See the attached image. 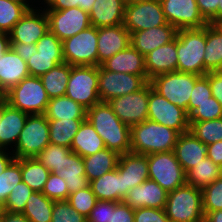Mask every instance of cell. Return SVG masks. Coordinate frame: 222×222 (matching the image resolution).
Returning a JSON list of instances; mask_svg holds the SVG:
<instances>
[{
  "instance_id": "cell-38",
  "label": "cell",
  "mask_w": 222,
  "mask_h": 222,
  "mask_svg": "<svg viewBox=\"0 0 222 222\" xmlns=\"http://www.w3.org/2000/svg\"><path fill=\"white\" fill-rule=\"evenodd\" d=\"M217 178H220L219 165L208 157L186 172V184L200 189L210 185Z\"/></svg>"
},
{
  "instance_id": "cell-40",
  "label": "cell",
  "mask_w": 222,
  "mask_h": 222,
  "mask_svg": "<svg viewBox=\"0 0 222 222\" xmlns=\"http://www.w3.org/2000/svg\"><path fill=\"white\" fill-rule=\"evenodd\" d=\"M71 152L72 150L68 147L49 143L36 156V158L50 171V173L57 174L62 170L65 157H67Z\"/></svg>"
},
{
  "instance_id": "cell-37",
  "label": "cell",
  "mask_w": 222,
  "mask_h": 222,
  "mask_svg": "<svg viewBox=\"0 0 222 222\" xmlns=\"http://www.w3.org/2000/svg\"><path fill=\"white\" fill-rule=\"evenodd\" d=\"M54 201L42 192H32L22 214L30 222H51Z\"/></svg>"
},
{
  "instance_id": "cell-29",
  "label": "cell",
  "mask_w": 222,
  "mask_h": 222,
  "mask_svg": "<svg viewBox=\"0 0 222 222\" xmlns=\"http://www.w3.org/2000/svg\"><path fill=\"white\" fill-rule=\"evenodd\" d=\"M105 148V144L92 124L86 119L75 134L70 149L84 158Z\"/></svg>"
},
{
  "instance_id": "cell-13",
  "label": "cell",
  "mask_w": 222,
  "mask_h": 222,
  "mask_svg": "<svg viewBox=\"0 0 222 222\" xmlns=\"http://www.w3.org/2000/svg\"><path fill=\"white\" fill-rule=\"evenodd\" d=\"M147 83L140 75L112 72L98 66V93L101 102L137 92Z\"/></svg>"
},
{
  "instance_id": "cell-16",
  "label": "cell",
  "mask_w": 222,
  "mask_h": 222,
  "mask_svg": "<svg viewBox=\"0 0 222 222\" xmlns=\"http://www.w3.org/2000/svg\"><path fill=\"white\" fill-rule=\"evenodd\" d=\"M167 23L177 30L203 28L208 23L201 16L196 0H160Z\"/></svg>"
},
{
  "instance_id": "cell-15",
  "label": "cell",
  "mask_w": 222,
  "mask_h": 222,
  "mask_svg": "<svg viewBox=\"0 0 222 222\" xmlns=\"http://www.w3.org/2000/svg\"><path fill=\"white\" fill-rule=\"evenodd\" d=\"M49 31L64 41L91 26L89 13L80 7L64 10H45Z\"/></svg>"
},
{
  "instance_id": "cell-57",
  "label": "cell",
  "mask_w": 222,
  "mask_h": 222,
  "mask_svg": "<svg viewBox=\"0 0 222 222\" xmlns=\"http://www.w3.org/2000/svg\"><path fill=\"white\" fill-rule=\"evenodd\" d=\"M11 48L27 62L37 52L36 44L11 43Z\"/></svg>"
},
{
  "instance_id": "cell-50",
  "label": "cell",
  "mask_w": 222,
  "mask_h": 222,
  "mask_svg": "<svg viewBox=\"0 0 222 222\" xmlns=\"http://www.w3.org/2000/svg\"><path fill=\"white\" fill-rule=\"evenodd\" d=\"M51 222H87L67 201H54Z\"/></svg>"
},
{
  "instance_id": "cell-14",
  "label": "cell",
  "mask_w": 222,
  "mask_h": 222,
  "mask_svg": "<svg viewBox=\"0 0 222 222\" xmlns=\"http://www.w3.org/2000/svg\"><path fill=\"white\" fill-rule=\"evenodd\" d=\"M149 82L139 91L108 101L116 116L128 127L148 118Z\"/></svg>"
},
{
  "instance_id": "cell-6",
  "label": "cell",
  "mask_w": 222,
  "mask_h": 222,
  "mask_svg": "<svg viewBox=\"0 0 222 222\" xmlns=\"http://www.w3.org/2000/svg\"><path fill=\"white\" fill-rule=\"evenodd\" d=\"M201 76L179 71L157 75L149 80L152 89L168 99L171 103L182 107L188 114V104L195 82Z\"/></svg>"
},
{
  "instance_id": "cell-4",
  "label": "cell",
  "mask_w": 222,
  "mask_h": 222,
  "mask_svg": "<svg viewBox=\"0 0 222 222\" xmlns=\"http://www.w3.org/2000/svg\"><path fill=\"white\" fill-rule=\"evenodd\" d=\"M165 211L170 222H204L201 189L185 184L168 192Z\"/></svg>"
},
{
  "instance_id": "cell-2",
  "label": "cell",
  "mask_w": 222,
  "mask_h": 222,
  "mask_svg": "<svg viewBox=\"0 0 222 222\" xmlns=\"http://www.w3.org/2000/svg\"><path fill=\"white\" fill-rule=\"evenodd\" d=\"M131 152L155 154L174 151L179 133L152 120L131 127Z\"/></svg>"
},
{
  "instance_id": "cell-35",
  "label": "cell",
  "mask_w": 222,
  "mask_h": 222,
  "mask_svg": "<svg viewBox=\"0 0 222 222\" xmlns=\"http://www.w3.org/2000/svg\"><path fill=\"white\" fill-rule=\"evenodd\" d=\"M84 120L86 119L48 120L50 143L70 148Z\"/></svg>"
},
{
  "instance_id": "cell-48",
  "label": "cell",
  "mask_w": 222,
  "mask_h": 222,
  "mask_svg": "<svg viewBox=\"0 0 222 222\" xmlns=\"http://www.w3.org/2000/svg\"><path fill=\"white\" fill-rule=\"evenodd\" d=\"M42 193L53 201H66L69 190L65 180L55 173H50Z\"/></svg>"
},
{
  "instance_id": "cell-62",
  "label": "cell",
  "mask_w": 222,
  "mask_h": 222,
  "mask_svg": "<svg viewBox=\"0 0 222 222\" xmlns=\"http://www.w3.org/2000/svg\"><path fill=\"white\" fill-rule=\"evenodd\" d=\"M11 47L9 33L0 32V57Z\"/></svg>"
},
{
  "instance_id": "cell-60",
  "label": "cell",
  "mask_w": 222,
  "mask_h": 222,
  "mask_svg": "<svg viewBox=\"0 0 222 222\" xmlns=\"http://www.w3.org/2000/svg\"><path fill=\"white\" fill-rule=\"evenodd\" d=\"M0 222H30L24 214L3 211Z\"/></svg>"
},
{
  "instance_id": "cell-54",
  "label": "cell",
  "mask_w": 222,
  "mask_h": 222,
  "mask_svg": "<svg viewBox=\"0 0 222 222\" xmlns=\"http://www.w3.org/2000/svg\"><path fill=\"white\" fill-rule=\"evenodd\" d=\"M199 12L208 24H217L219 0H196Z\"/></svg>"
},
{
  "instance_id": "cell-33",
  "label": "cell",
  "mask_w": 222,
  "mask_h": 222,
  "mask_svg": "<svg viewBox=\"0 0 222 222\" xmlns=\"http://www.w3.org/2000/svg\"><path fill=\"white\" fill-rule=\"evenodd\" d=\"M222 65V28L218 24L206 25L204 75Z\"/></svg>"
},
{
  "instance_id": "cell-59",
  "label": "cell",
  "mask_w": 222,
  "mask_h": 222,
  "mask_svg": "<svg viewBox=\"0 0 222 222\" xmlns=\"http://www.w3.org/2000/svg\"><path fill=\"white\" fill-rule=\"evenodd\" d=\"M49 8L46 10H64L70 7H78L77 0H44Z\"/></svg>"
},
{
  "instance_id": "cell-25",
  "label": "cell",
  "mask_w": 222,
  "mask_h": 222,
  "mask_svg": "<svg viewBox=\"0 0 222 222\" xmlns=\"http://www.w3.org/2000/svg\"><path fill=\"white\" fill-rule=\"evenodd\" d=\"M101 66L112 72L140 75L148 82L145 57L131 45L104 61Z\"/></svg>"
},
{
  "instance_id": "cell-67",
  "label": "cell",
  "mask_w": 222,
  "mask_h": 222,
  "mask_svg": "<svg viewBox=\"0 0 222 222\" xmlns=\"http://www.w3.org/2000/svg\"><path fill=\"white\" fill-rule=\"evenodd\" d=\"M139 1H142V0H123L125 5L131 4V3H136V2H139Z\"/></svg>"
},
{
  "instance_id": "cell-32",
  "label": "cell",
  "mask_w": 222,
  "mask_h": 222,
  "mask_svg": "<svg viewBox=\"0 0 222 222\" xmlns=\"http://www.w3.org/2000/svg\"><path fill=\"white\" fill-rule=\"evenodd\" d=\"M44 115L47 120L86 119L87 109L64 95L50 98Z\"/></svg>"
},
{
  "instance_id": "cell-27",
  "label": "cell",
  "mask_w": 222,
  "mask_h": 222,
  "mask_svg": "<svg viewBox=\"0 0 222 222\" xmlns=\"http://www.w3.org/2000/svg\"><path fill=\"white\" fill-rule=\"evenodd\" d=\"M125 6L123 0H95L89 12L91 26L99 28L123 24Z\"/></svg>"
},
{
  "instance_id": "cell-61",
  "label": "cell",
  "mask_w": 222,
  "mask_h": 222,
  "mask_svg": "<svg viewBox=\"0 0 222 222\" xmlns=\"http://www.w3.org/2000/svg\"><path fill=\"white\" fill-rule=\"evenodd\" d=\"M14 159V156H10L4 149H0V175Z\"/></svg>"
},
{
  "instance_id": "cell-49",
  "label": "cell",
  "mask_w": 222,
  "mask_h": 222,
  "mask_svg": "<svg viewBox=\"0 0 222 222\" xmlns=\"http://www.w3.org/2000/svg\"><path fill=\"white\" fill-rule=\"evenodd\" d=\"M212 96L209 84V72L201 76L194 84L188 104V116L198 107Z\"/></svg>"
},
{
  "instance_id": "cell-9",
  "label": "cell",
  "mask_w": 222,
  "mask_h": 222,
  "mask_svg": "<svg viewBox=\"0 0 222 222\" xmlns=\"http://www.w3.org/2000/svg\"><path fill=\"white\" fill-rule=\"evenodd\" d=\"M98 28L90 26L62 41L63 59L71 66H98Z\"/></svg>"
},
{
  "instance_id": "cell-65",
  "label": "cell",
  "mask_w": 222,
  "mask_h": 222,
  "mask_svg": "<svg viewBox=\"0 0 222 222\" xmlns=\"http://www.w3.org/2000/svg\"><path fill=\"white\" fill-rule=\"evenodd\" d=\"M222 23V0H219L217 8V24Z\"/></svg>"
},
{
  "instance_id": "cell-45",
  "label": "cell",
  "mask_w": 222,
  "mask_h": 222,
  "mask_svg": "<svg viewBox=\"0 0 222 222\" xmlns=\"http://www.w3.org/2000/svg\"><path fill=\"white\" fill-rule=\"evenodd\" d=\"M203 213L222 210V178H217L210 185L201 189Z\"/></svg>"
},
{
  "instance_id": "cell-36",
  "label": "cell",
  "mask_w": 222,
  "mask_h": 222,
  "mask_svg": "<svg viewBox=\"0 0 222 222\" xmlns=\"http://www.w3.org/2000/svg\"><path fill=\"white\" fill-rule=\"evenodd\" d=\"M22 181L34 192H42L50 171L36 158H21Z\"/></svg>"
},
{
  "instance_id": "cell-22",
  "label": "cell",
  "mask_w": 222,
  "mask_h": 222,
  "mask_svg": "<svg viewBox=\"0 0 222 222\" xmlns=\"http://www.w3.org/2000/svg\"><path fill=\"white\" fill-rule=\"evenodd\" d=\"M177 36L168 44L162 45L145 56V69L150 79L157 75L177 71Z\"/></svg>"
},
{
  "instance_id": "cell-26",
  "label": "cell",
  "mask_w": 222,
  "mask_h": 222,
  "mask_svg": "<svg viewBox=\"0 0 222 222\" xmlns=\"http://www.w3.org/2000/svg\"><path fill=\"white\" fill-rule=\"evenodd\" d=\"M174 153L185 172L207 157V145L198 140L190 131L179 134Z\"/></svg>"
},
{
  "instance_id": "cell-63",
  "label": "cell",
  "mask_w": 222,
  "mask_h": 222,
  "mask_svg": "<svg viewBox=\"0 0 222 222\" xmlns=\"http://www.w3.org/2000/svg\"><path fill=\"white\" fill-rule=\"evenodd\" d=\"M204 222H222V210L207 212L204 215Z\"/></svg>"
},
{
  "instance_id": "cell-1",
  "label": "cell",
  "mask_w": 222,
  "mask_h": 222,
  "mask_svg": "<svg viewBox=\"0 0 222 222\" xmlns=\"http://www.w3.org/2000/svg\"><path fill=\"white\" fill-rule=\"evenodd\" d=\"M86 119L102 138L105 148L119 155L131 151V128L116 116L108 102H100L87 109Z\"/></svg>"
},
{
  "instance_id": "cell-43",
  "label": "cell",
  "mask_w": 222,
  "mask_h": 222,
  "mask_svg": "<svg viewBox=\"0 0 222 222\" xmlns=\"http://www.w3.org/2000/svg\"><path fill=\"white\" fill-rule=\"evenodd\" d=\"M63 55H46L36 52L27 61L30 76L40 77L55 66L64 63Z\"/></svg>"
},
{
  "instance_id": "cell-30",
  "label": "cell",
  "mask_w": 222,
  "mask_h": 222,
  "mask_svg": "<svg viewBox=\"0 0 222 222\" xmlns=\"http://www.w3.org/2000/svg\"><path fill=\"white\" fill-rule=\"evenodd\" d=\"M57 175L65 180L69 194L80 189H85L90 185L85 174L83 158L75 152H71L65 157L62 170Z\"/></svg>"
},
{
  "instance_id": "cell-68",
  "label": "cell",
  "mask_w": 222,
  "mask_h": 222,
  "mask_svg": "<svg viewBox=\"0 0 222 222\" xmlns=\"http://www.w3.org/2000/svg\"><path fill=\"white\" fill-rule=\"evenodd\" d=\"M216 72L222 76V65L216 70Z\"/></svg>"
},
{
  "instance_id": "cell-8",
  "label": "cell",
  "mask_w": 222,
  "mask_h": 222,
  "mask_svg": "<svg viewBox=\"0 0 222 222\" xmlns=\"http://www.w3.org/2000/svg\"><path fill=\"white\" fill-rule=\"evenodd\" d=\"M49 123L44 114L28 115L13 152L15 159L36 157L48 144Z\"/></svg>"
},
{
  "instance_id": "cell-28",
  "label": "cell",
  "mask_w": 222,
  "mask_h": 222,
  "mask_svg": "<svg viewBox=\"0 0 222 222\" xmlns=\"http://www.w3.org/2000/svg\"><path fill=\"white\" fill-rule=\"evenodd\" d=\"M89 186L97 200L113 202L123 201V175L118 172L117 168L90 181Z\"/></svg>"
},
{
  "instance_id": "cell-51",
  "label": "cell",
  "mask_w": 222,
  "mask_h": 222,
  "mask_svg": "<svg viewBox=\"0 0 222 222\" xmlns=\"http://www.w3.org/2000/svg\"><path fill=\"white\" fill-rule=\"evenodd\" d=\"M37 52L46 55H63L62 41L48 31L36 43Z\"/></svg>"
},
{
  "instance_id": "cell-66",
  "label": "cell",
  "mask_w": 222,
  "mask_h": 222,
  "mask_svg": "<svg viewBox=\"0 0 222 222\" xmlns=\"http://www.w3.org/2000/svg\"><path fill=\"white\" fill-rule=\"evenodd\" d=\"M10 1H14V2H17L21 5H24L28 10H33L32 7L29 6V4H27L25 1L26 0H10Z\"/></svg>"
},
{
  "instance_id": "cell-46",
  "label": "cell",
  "mask_w": 222,
  "mask_h": 222,
  "mask_svg": "<svg viewBox=\"0 0 222 222\" xmlns=\"http://www.w3.org/2000/svg\"><path fill=\"white\" fill-rule=\"evenodd\" d=\"M33 190L23 181L18 183L3 205L4 211L22 213Z\"/></svg>"
},
{
  "instance_id": "cell-23",
  "label": "cell",
  "mask_w": 222,
  "mask_h": 222,
  "mask_svg": "<svg viewBox=\"0 0 222 222\" xmlns=\"http://www.w3.org/2000/svg\"><path fill=\"white\" fill-rule=\"evenodd\" d=\"M27 117L28 114L1 99L0 149L6 150L11 143L16 145Z\"/></svg>"
},
{
  "instance_id": "cell-52",
  "label": "cell",
  "mask_w": 222,
  "mask_h": 222,
  "mask_svg": "<svg viewBox=\"0 0 222 222\" xmlns=\"http://www.w3.org/2000/svg\"><path fill=\"white\" fill-rule=\"evenodd\" d=\"M114 208L115 202L98 200L95 207L87 216V222H110L111 211Z\"/></svg>"
},
{
  "instance_id": "cell-11",
  "label": "cell",
  "mask_w": 222,
  "mask_h": 222,
  "mask_svg": "<svg viewBox=\"0 0 222 222\" xmlns=\"http://www.w3.org/2000/svg\"><path fill=\"white\" fill-rule=\"evenodd\" d=\"M147 119L172 128L179 134L189 131V116L186 110L158 94L150 83Z\"/></svg>"
},
{
  "instance_id": "cell-20",
  "label": "cell",
  "mask_w": 222,
  "mask_h": 222,
  "mask_svg": "<svg viewBox=\"0 0 222 222\" xmlns=\"http://www.w3.org/2000/svg\"><path fill=\"white\" fill-rule=\"evenodd\" d=\"M177 31L173 25L167 23L166 25L133 32L130 34V45L145 57L154 49L173 41L176 38Z\"/></svg>"
},
{
  "instance_id": "cell-58",
  "label": "cell",
  "mask_w": 222,
  "mask_h": 222,
  "mask_svg": "<svg viewBox=\"0 0 222 222\" xmlns=\"http://www.w3.org/2000/svg\"><path fill=\"white\" fill-rule=\"evenodd\" d=\"M207 157L215 164H222V141L207 145Z\"/></svg>"
},
{
  "instance_id": "cell-55",
  "label": "cell",
  "mask_w": 222,
  "mask_h": 222,
  "mask_svg": "<svg viewBox=\"0 0 222 222\" xmlns=\"http://www.w3.org/2000/svg\"><path fill=\"white\" fill-rule=\"evenodd\" d=\"M110 222H134V210L123 201L115 202Z\"/></svg>"
},
{
  "instance_id": "cell-18",
  "label": "cell",
  "mask_w": 222,
  "mask_h": 222,
  "mask_svg": "<svg viewBox=\"0 0 222 222\" xmlns=\"http://www.w3.org/2000/svg\"><path fill=\"white\" fill-rule=\"evenodd\" d=\"M116 168L123 175V199L130 189L149 179L148 155L131 151L121 154Z\"/></svg>"
},
{
  "instance_id": "cell-10",
  "label": "cell",
  "mask_w": 222,
  "mask_h": 222,
  "mask_svg": "<svg viewBox=\"0 0 222 222\" xmlns=\"http://www.w3.org/2000/svg\"><path fill=\"white\" fill-rule=\"evenodd\" d=\"M149 179L171 192L186 184V172L178 162L174 151L148 155Z\"/></svg>"
},
{
  "instance_id": "cell-56",
  "label": "cell",
  "mask_w": 222,
  "mask_h": 222,
  "mask_svg": "<svg viewBox=\"0 0 222 222\" xmlns=\"http://www.w3.org/2000/svg\"><path fill=\"white\" fill-rule=\"evenodd\" d=\"M209 84L212 96L222 105V76L216 71L209 72Z\"/></svg>"
},
{
  "instance_id": "cell-53",
  "label": "cell",
  "mask_w": 222,
  "mask_h": 222,
  "mask_svg": "<svg viewBox=\"0 0 222 222\" xmlns=\"http://www.w3.org/2000/svg\"><path fill=\"white\" fill-rule=\"evenodd\" d=\"M134 222H170L165 209L139 208L134 210Z\"/></svg>"
},
{
  "instance_id": "cell-70",
  "label": "cell",
  "mask_w": 222,
  "mask_h": 222,
  "mask_svg": "<svg viewBox=\"0 0 222 222\" xmlns=\"http://www.w3.org/2000/svg\"><path fill=\"white\" fill-rule=\"evenodd\" d=\"M220 177L222 178V164L219 165Z\"/></svg>"
},
{
  "instance_id": "cell-64",
  "label": "cell",
  "mask_w": 222,
  "mask_h": 222,
  "mask_svg": "<svg viewBox=\"0 0 222 222\" xmlns=\"http://www.w3.org/2000/svg\"><path fill=\"white\" fill-rule=\"evenodd\" d=\"M77 2L78 7L89 13L93 7V3L95 2V0H77Z\"/></svg>"
},
{
  "instance_id": "cell-42",
  "label": "cell",
  "mask_w": 222,
  "mask_h": 222,
  "mask_svg": "<svg viewBox=\"0 0 222 222\" xmlns=\"http://www.w3.org/2000/svg\"><path fill=\"white\" fill-rule=\"evenodd\" d=\"M22 181L20 159H14L0 175V203L7 201L12 189Z\"/></svg>"
},
{
  "instance_id": "cell-41",
  "label": "cell",
  "mask_w": 222,
  "mask_h": 222,
  "mask_svg": "<svg viewBox=\"0 0 222 222\" xmlns=\"http://www.w3.org/2000/svg\"><path fill=\"white\" fill-rule=\"evenodd\" d=\"M28 9L17 2L0 0V32L9 33Z\"/></svg>"
},
{
  "instance_id": "cell-5",
  "label": "cell",
  "mask_w": 222,
  "mask_h": 222,
  "mask_svg": "<svg viewBox=\"0 0 222 222\" xmlns=\"http://www.w3.org/2000/svg\"><path fill=\"white\" fill-rule=\"evenodd\" d=\"M12 107L28 115L44 114L50 98L39 77L28 76L4 95Z\"/></svg>"
},
{
  "instance_id": "cell-44",
  "label": "cell",
  "mask_w": 222,
  "mask_h": 222,
  "mask_svg": "<svg viewBox=\"0 0 222 222\" xmlns=\"http://www.w3.org/2000/svg\"><path fill=\"white\" fill-rule=\"evenodd\" d=\"M66 201L69 203V205L72 206L74 210L87 218L98 200L95 194L92 192L91 187L89 186L85 189H80L69 194Z\"/></svg>"
},
{
  "instance_id": "cell-72",
  "label": "cell",
  "mask_w": 222,
  "mask_h": 222,
  "mask_svg": "<svg viewBox=\"0 0 222 222\" xmlns=\"http://www.w3.org/2000/svg\"><path fill=\"white\" fill-rule=\"evenodd\" d=\"M0 119H1V99H0Z\"/></svg>"
},
{
  "instance_id": "cell-24",
  "label": "cell",
  "mask_w": 222,
  "mask_h": 222,
  "mask_svg": "<svg viewBox=\"0 0 222 222\" xmlns=\"http://www.w3.org/2000/svg\"><path fill=\"white\" fill-rule=\"evenodd\" d=\"M30 76L27 62L11 47L0 57V90L5 94L13 86Z\"/></svg>"
},
{
  "instance_id": "cell-3",
  "label": "cell",
  "mask_w": 222,
  "mask_h": 222,
  "mask_svg": "<svg viewBox=\"0 0 222 222\" xmlns=\"http://www.w3.org/2000/svg\"><path fill=\"white\" fill-rule=\"evenodd\" d=\"M177 71L204 76L206 26L177 31Z\"/></svg>"
},
{
  "instance_id": "cell-71",
  "label": "cell",
  "mask_w": 222,
  "mask_h": 222,
  "mask_svg": "<svg viewBox=\"0 0 222 222\" xmlns=\"http://www.w3.org/2000/svg\"><path fill=\"white\" fill-rule=\"evenodd\" d=\"M4 93L0 90V99H3L4 98Z\"/></svg>"
},
{
  "instance_id": "cell-69",
  "label": "cell",
  "mask_w": 222,
  "mask_h": 222,
  "mask_svg": "<svg viewBox=\"0 0 222 222\" xmlns=\"http://www.w3.org/2000/svg\"><path fill=\"white\" fill-rule=\"evenodd\" d=\"M3 211H4L3 205L0 203V218H1V215H2Z\"/></svg>"
},
{
  "instance_id": "cell-12",
  "label": "cell",
  "mask_w": 222,
  "mask_h": 222,
  "mask_svg": "<svg viewBox=\"0 0 222 222\" xmlns=\"http://www.w3.org/2000/svg\"><path fill=\"white\" fill-rule=\"evenodd\" d=\"M166 24L160 0H142L125 6L123 25L130 34Z\"/></svg>"
},
{
  "instance_id": "cell-39",
  "label": "cell",
  "mask_w": 222,
  "mask_h": 222,
  "mask_svg": "<svg viewBox=\"0 0 222 222\" xmlns=\"http://www.w3.org/2000/svg\"><path fill=\"white\" fill-rule=\"evenodd\" d=\"M189 131L205 145L222 141V117L201 122H189Z\"/></svg>"
},
{
  "instance_id": "cell-31",
  "label": "cell",
  "mask_w": 222,
  "mask_h": 222,
  "mask_svg": "<svg viewBox=\"0 0 222 222\" xmlns=\"http://www.w3.org/2000/svg\"><path fill=\"white\" fill-rule=\"evenodd\" d=\"M119 156L116 151L104 148L93 155L84 157L85 174L89 182L116 169Z\"/></svg>"
},
{
  "instance_id": "cell-21",
  "label": "cell",
  "mask_w": 222,
  "mask_h": 222,
  "mask_svg": "<svg viewBox=\"0 0 222 222\" xmlns=\"http://www.w3.org/2000/svg\"><path fill=\"white\" fill-rule=\"evenodd\" d=\"M130 33L123 24L98 28V66L130 45Z\"/></svg>"
},
{
  "instance_id": "cell-19",
  "label": "cell",
  "mask_w": 222,
  "mask_h": 222,
  "mask_svg": "<svg viewBox=\"0 0 222 222\" xmlns=\"http://www.w3.org/2000/svg\"><path fill=\"white\" fill-rule=\"evenodd\" d=\"M168 192L157 182L147 179L139 186L130 189L123 202L133 210L139 208L165 209Z\"/></svg>"
},
{
  "instance_id": "cell-34",
  "label": "cell",
  "mask_w": 222,
  "mask_h": 222,
  "mask_svg": "<svg viewBox=\"0 0 222 222\" xmlns=\"http://www.w3.org/2000/svg\"><path fill=\"white\" fill-rule=\"evenodd\" d=\"M70 72L71 65L64 62L39 77L49 98L64 96L66 94Z\"/></svg>"
},
{
  "instance_id": "cell-17",
  "label": "cell",
  "mask_w": 222,
  "mask_h": 222,
  "mask_svg": "<svg viewBox=\"0 0 222 222\" xmlns=\"http://www.w3.org/2000/svg\"><path fill=\"white\" fill-rule=\"evenodd\" d=\"M28 10L9 32L10 43L36 44L49 31L46 11ZM38 11V12H37Z\"/></svg>"
},
{
  "instance_id": "cell-47",
  "label": "cell",
  "mask_w": 222,
  "mask_h": 222,
  "mask_svg": "<svg viewBox=\"0 0 222 222\" xmlns=\"http://www.w3.org/2000/svg\"><path fill=\"white\" fill-rule=\"evenodd\" d=\"M222 117V105L211 96L208 101L198 104V107L189 115V122H201Z\"/></svg>"
},
{
  "instance_id": "cell-7",
  "label": "cell",
  "mask_w": 222,
  "mask_h": 222,
  "mask_svg": "<svg viewBox=\"0 0 222 222\" xmlns=\"http://www.w3.org/2000/svg\"><path fill=\"white\" fill-rule=\"evenodd\" d=\"M65 95L86 109L100 103L98 66H71Z\"/></svg>"
}]
</instances>
